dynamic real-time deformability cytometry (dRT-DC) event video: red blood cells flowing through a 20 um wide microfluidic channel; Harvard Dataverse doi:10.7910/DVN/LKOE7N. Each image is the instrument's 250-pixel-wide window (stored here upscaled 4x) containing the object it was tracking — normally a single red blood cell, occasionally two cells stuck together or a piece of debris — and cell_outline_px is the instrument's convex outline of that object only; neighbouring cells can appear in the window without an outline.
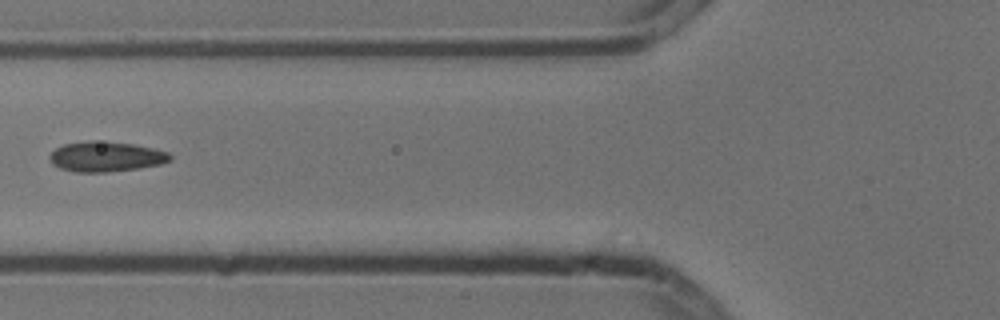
{"species": "common noctule bat (a hibernating species)", "species_latin": "Nyctalus noctula", "temperature_condition": "cold", "stored_images_in_passage": 2, "camera_frame_rate_fps": 3000, "um_per_image_px": 0.085, "animal": {"sex": "male", "body_mass_g": 13.3}, "frame": {"image": 1, "passage_image": 2, "time_ms": 0.333, "image_size_px": [1000, 320], "cell_outline_px": [[172, 160], [160, 164], [140, 168], [108, 172], [76, 172], [60, 168], [52, 164], [48, 156], [56, 148], [64, 144], [88, 140], [92, 140], [136, 144], [168, 152], [172, 156]], "centroid_in_image_um": [9.01, 13.31], "position_along_channel_um": 116.8, "area_um2": 21.27}}